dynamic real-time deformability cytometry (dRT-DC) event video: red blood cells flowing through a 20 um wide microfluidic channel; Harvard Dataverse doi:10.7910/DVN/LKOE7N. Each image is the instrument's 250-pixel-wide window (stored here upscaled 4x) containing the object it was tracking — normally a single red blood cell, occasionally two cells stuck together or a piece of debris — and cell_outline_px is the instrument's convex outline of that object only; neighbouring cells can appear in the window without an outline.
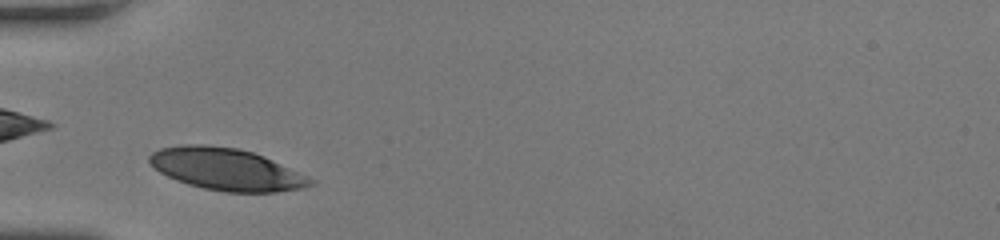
{"species": "human", "species_latin": "Homo sapiens", "temperature_condition": "room temperature", "stored_images_in_passage": 34, "camera_frame_rate_fps": 3000, "um_per_image_px": 0.085, "donor": {"sex": "female"}, "frame": {"image": 1, "passage_image": 2, "time_ms": 0.333, "image_size_px": [1000, 240], "cell_outline_px": [[316, 180], [312, 184], [304, 188], [276, 192], [224, 192], [204, 188], [188, 184], [176, 180], [160, 172], [148, 164], [148, 156], [152, 152], [160, 148], [180, 144], [204, 144], [236, 148], [252, 152], [264, 156]], "centroid_in_image_um": [19.2, 14.38], "position_along_channel_um": 65.8, "area_um2": 39.48}}
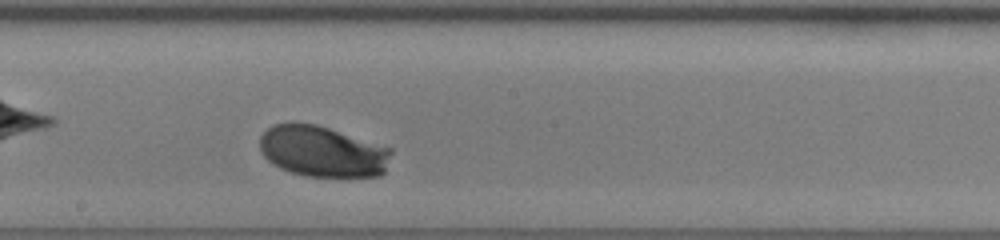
{"frame": {"image": 2, "passage_image": 14, "time_ms": 4.333, "image_size_px": [1000, 240], "cell_outline_px": [[392, 152], [384, 172], [380, 176], [308, 176], [292, 172], [280, 168], [272, 164], [264, 156], [260, 148], [260, 136], [272, 124], [292, 120], [316, 124], [392, 148]], "centroid_in_image_um": [27.37, 12.84], "position_along_channel_um": 220.8, "area_um2": 39.3}}
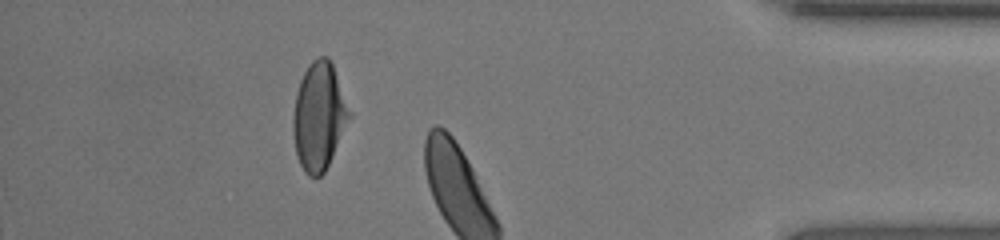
{"frame": {"image": 3, "passage_image": 29, "time_ms": 9.333, "image_size_px": [1000, 240], "cell_outline_px": [[352, 116], [324, 172], [320, 176], [308, 176], [304, 172], [300, 164], [296, 152], [292, 128], [292, 116], [296, 92], [300, 80], [304, 72], [312, 60], [320, 56], [328, 56], [332, 64], [352, 112]], "centroid_in_image_um": [27.11, 9.87], "position_along_channel_um": 408.1, "area_um2": 35.37}, "authors_computed_cell_mechanics": {"area_um2": 38.5526, "velocity_mm_per_s": 3.9681, "shape_relaxation_time_tau1_ms": 2.0981, "shape_relaxation_time_tau2_ms": null, "deformation_change_tau1": 0.1496, "deformation_change_tau2": null}}